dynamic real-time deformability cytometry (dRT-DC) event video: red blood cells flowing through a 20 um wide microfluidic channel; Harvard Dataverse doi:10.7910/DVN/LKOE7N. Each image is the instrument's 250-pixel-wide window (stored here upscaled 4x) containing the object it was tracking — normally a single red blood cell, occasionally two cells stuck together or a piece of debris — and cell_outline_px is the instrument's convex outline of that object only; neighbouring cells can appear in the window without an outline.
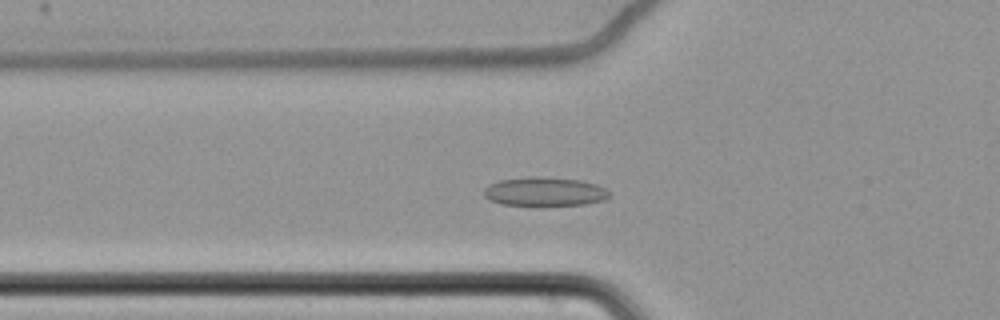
{"species": "common noctule bat (a hibernating species)", "species_latin": "Nyctalus noctula", "temperature_condition": "cold", "stored_images_in_passage": 60, "camera_frame_rate_fps": 3000, "um_per_image_px": 0.085, "animal": {"sex": "female", "body_mass_g": 22.7, "forearm_length_mm": 54.2}, "frame": {"image": 1, "passage_image": 21, "time_ms": 6.667, "image_size_px": [1000, 320], "cell_outline_px": [[608, 196], [604, 200], [584, 204], [500, 204], [488, 200], [484, 196], [484, 188], [500, 180], [532, 176], [540, 176], [580, 180], [596, 184], [604, 188], [608, 192]], "centroid_in_image_um": [46.26, 16.27], "position_along_channel_um": 79.5, "area_um2": 20.63}}
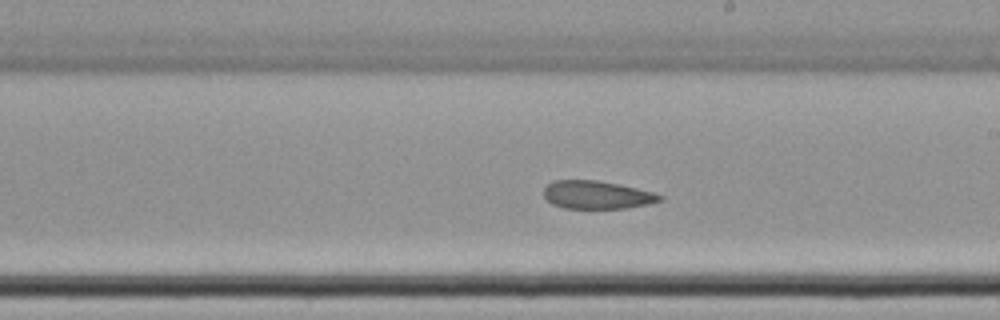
{"frame": {"image": 2, "passage_image": 35, "time_ms": 11.333, "image_size_px": [1000, 320], "cell_outline_px": [[664, 200], [648, 204], [624, 208], [564, 208], [552, 204], [544, 196], [544, 188], [552, 180], [596, 180], [620, 184], [652, 192], [664, 196]], "centroid_in_image_um": [50.74, 16.56], "position_along_channel_um": 238.3, "area_um2": 18.96}}
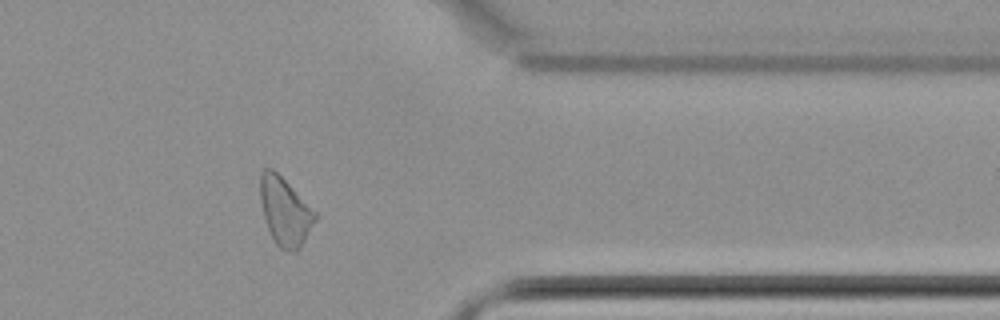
{"frame": {"image": 3, "passage_image": 49, "time_ms": 16.0, "image_size_px": [1000, 320], "cell_outline_px": [[316, 220], [300, 248], [296, 252], [292, 252], [280, 248], [276, 244], [268, 228], [264, 216], [260, 200], [260, 172], [264, 168], [272, 168], [316, 212]], "centroid_in_image_um": [24.21, 17.98], "position_along_channel_um": 387.2, "area_um2": 21.39}}